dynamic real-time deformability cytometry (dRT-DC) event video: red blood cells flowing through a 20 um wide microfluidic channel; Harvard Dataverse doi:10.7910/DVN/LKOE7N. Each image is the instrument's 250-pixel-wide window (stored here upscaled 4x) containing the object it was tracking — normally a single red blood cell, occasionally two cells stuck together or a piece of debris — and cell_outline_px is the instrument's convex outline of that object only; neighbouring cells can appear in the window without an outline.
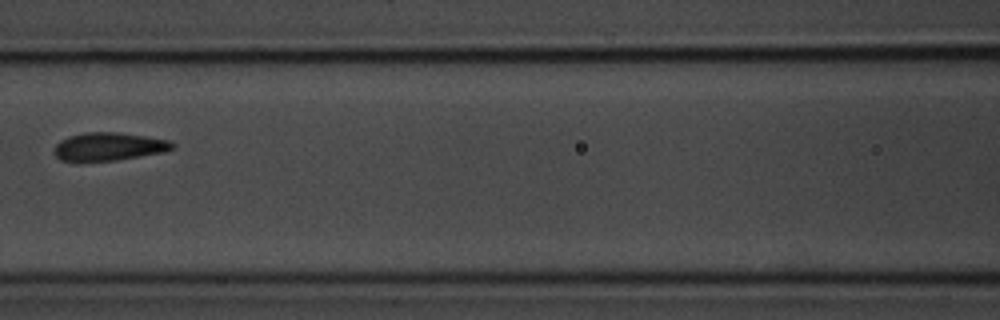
{"species": "common noctule bat (a hibernating species)", "species_latin": "Nyctalus noctula", "temperature_condition": "room temperature", "stored_images_in_passage": 6, "camera_frame_rate_fps": 3000, "um_per_image_px": 0.085, "animal": {"sex": "male", "body_mass_g": 20.1, "forearm_length_mm": 53.5}, "frame": {"image": 1, "passage_image": 3, "time_ms": 2.333, "image_size_px": [1000, 320], "cell_outline_px": [[176, 148], [164, 152], [116, 160], [60, 160], [52, 152], [56, 144], [60, 140], [68, 136], [84, 132], [120, 132], [168, 140], [176, 144]], "centroid_in_image_um": [9.26, 12.44], "position_along_channel_um": 157.3, "area_um2": 19.31}}
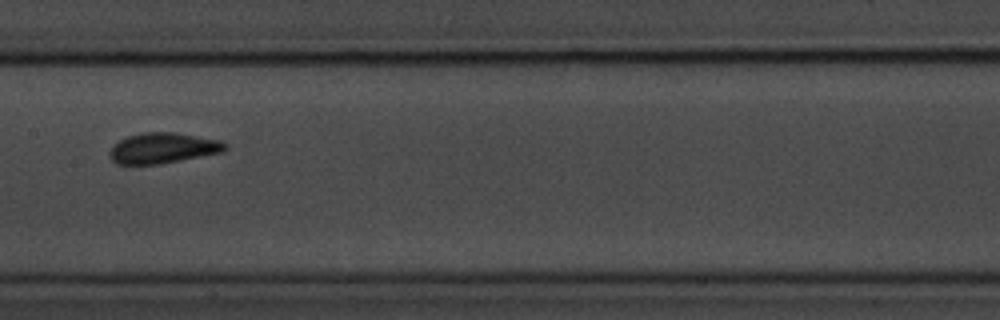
{"frame": {"image": 2, "passage_image": 4, "time_ms": 3.333, "image_size_px": [1000, 320], "cell_outline_px": [[228, 148], [224, 152], [160, 164], [116, 164], [112, 160], [108, 152], [112, 144], [128, 136], [144, 132], [176, 132], [220, 140], [228, 144]], "centroid_in_image_um": [13.86, 12.58], "position_along_channel_um": 193.5, "area_um2": 20.81}}
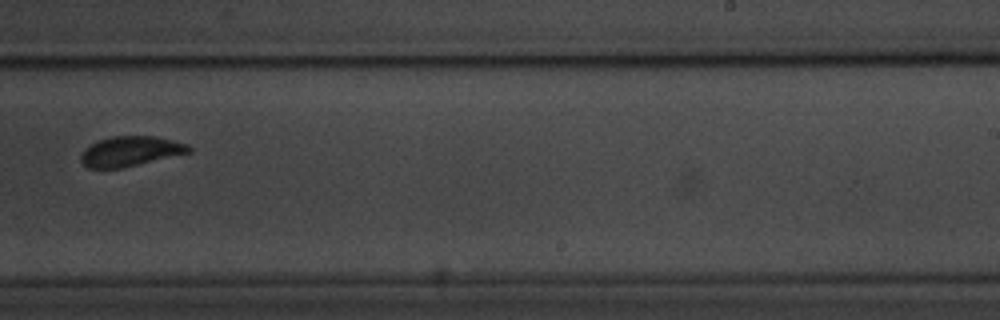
{"frame": {"image": 3, "passage_image": 6, "time_ms": 5.667, "image_size_px": [1000, 320], "cell_outline_px": [[192, 152], [124, 168], [88, 168], [80, 160], [80, 156], [84, 148], [100, 140], [112, 136], [156, 136], [188, 144], [192, 148]], "centroid_in_image_um": [11.11, 12.86], "position_along_channel_um": 277.9, "area_um2": 18.96}}